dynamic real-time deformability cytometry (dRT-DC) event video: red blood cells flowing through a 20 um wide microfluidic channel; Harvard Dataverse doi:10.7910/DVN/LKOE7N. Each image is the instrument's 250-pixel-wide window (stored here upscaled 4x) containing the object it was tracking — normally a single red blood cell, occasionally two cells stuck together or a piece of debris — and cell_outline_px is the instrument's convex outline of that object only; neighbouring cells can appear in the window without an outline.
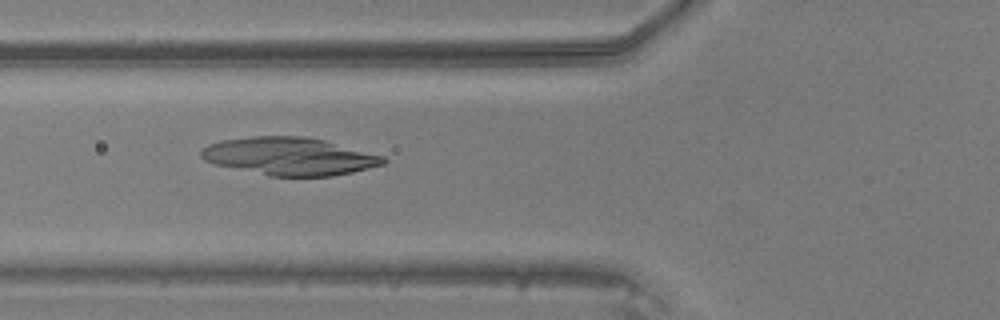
{"species": "common noctule bat (a hibernating species)", "species_latin": "Nyctalus noctula", "temperature_condition": "warm", "stored_images_in_passage": 35, "camera_frame_rate_fps": 3000, "um_per_image_px": 0.085, "animal": {"sex": "male", "body_mass_g": 20.5, "forearm_length_mm": 52.5}, "frame": {"image": 1, "passage_image": 8, "time_ms": 2.333, "image_size_px": [1000, 320], "cell_outline_px": [[388, 160], [384, 164], [352, 172], [332, 176], [268, 176], [212, 164], [204, 160], [200, 156], [200, 152], [208, 144], [224, 140], [252, 136], [304, 136], [324, 140], [384, 156]], "centroid_in_image_um": [24.58, 13.29], "position_along_channel_um": 101.2, "area_um2": 40.11}}
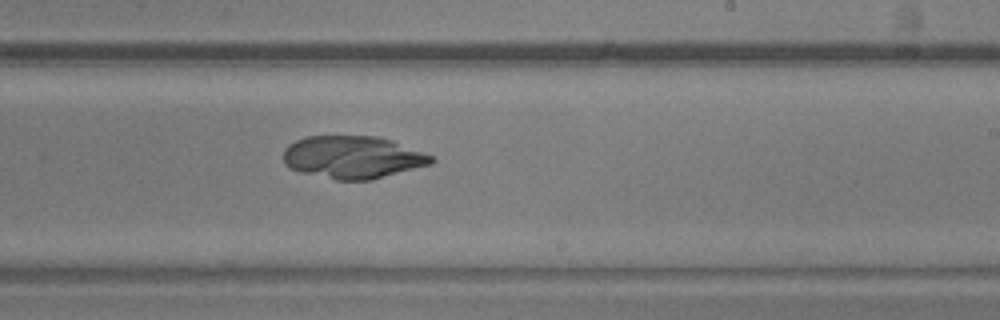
{"frame": {"image": 2, "passage_image": 19, "time_ms": 6.0, "image_size_px": [1000, 320], "cell_outline_px": [[436, 160], [432, 164], [372, 180], [336, 180], [300, 172], [288, 168], [284, 164], [284, 148], [288, 144], [296, 140], [308, 136], [376, 136], [392, 140], [436, 156]], "centroid_in_image_um": [30.01, 13.37], "position_along_channel_um": 259.0, "area_um2": 37.17}}
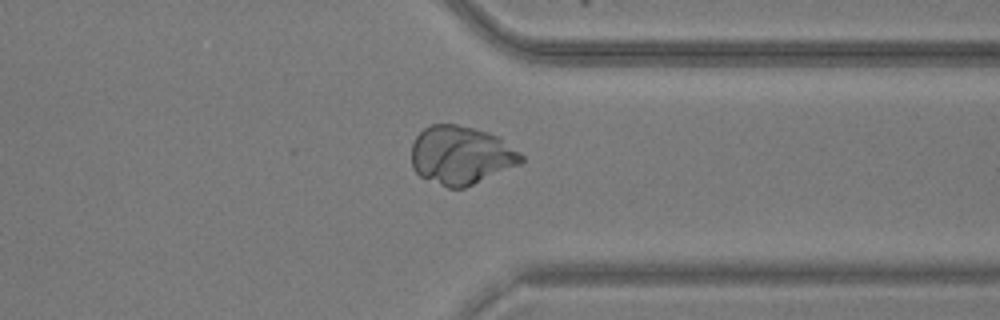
{"frame": {"image": 3, "passage_image": 27, "time_ms": 8.667, "image_size_px": [1000, 320], "cell_outline_px": [[524, 160], [520, 164], [464, 188], [448, 188], [420, 176], [412, 168], [412, 144], [416, 136], [424, 128], [432, 124], [456, 124], [488, 132], [496, 136], [520, 152], [524, 156]], "centroid_in_image_um": [39.17, 13.2], "position_along_channel_um": 372.2, "area_um2": 37.17}}